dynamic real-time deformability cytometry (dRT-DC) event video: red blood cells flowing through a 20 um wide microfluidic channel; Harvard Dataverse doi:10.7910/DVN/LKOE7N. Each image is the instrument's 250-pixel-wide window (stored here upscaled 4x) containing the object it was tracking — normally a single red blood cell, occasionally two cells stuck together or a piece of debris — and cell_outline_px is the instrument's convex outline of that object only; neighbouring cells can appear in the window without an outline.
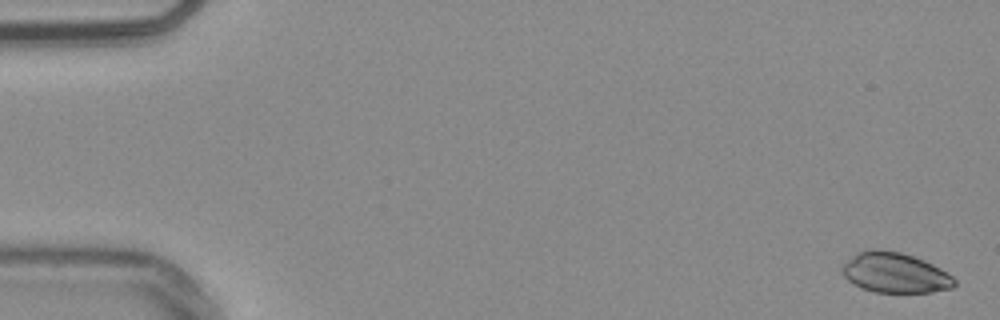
{"species": "common noctule bat (a hibernating species)", "species_latin": "Nyctalus noctula", "temperature_condition": "warm", "stored_images_in_passage": 56, "camera_frame_rate_fps": 3000, "um_per_image_px": 0.085, "animal": {"sex": "male", "body_mass_g": 20.4}, "frame": {"image": 1, "passage_image": 2, "time_ms": 0.333, "image_size_px": [1000, 320], "cell_outline_px": [[956, 284], [952, 288], [932, 292], [876, 292], [860, 288], [848, 280], [840, 272], [840, 264], [852, 256], [860, 252], [900, 252], [924, 260], [948, 272], [956, 280]], "centroid_in_image_um": [76.08, 23.23], "position_along_channel_um": 8.9, "area_um2": 25.89}}
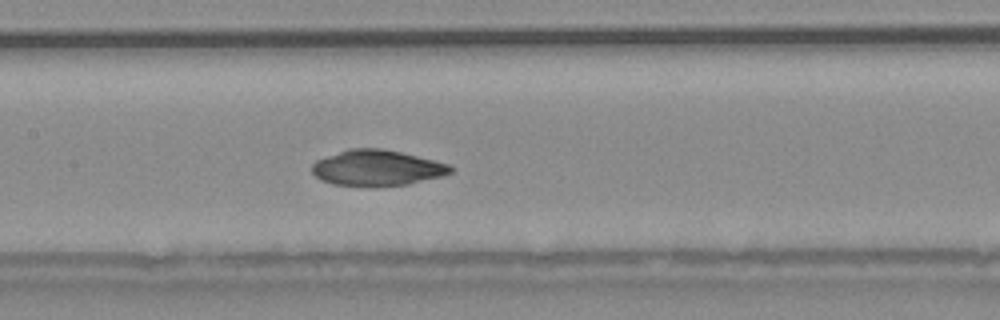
{"frame": {"image": 2, "passage_image": 27, "time_ms": 8.667, "image_size_px": [1000, 320], "cell_outline_px": [[452, 172], [444, 176], [408, 184], [372, 188], [332, 184], [320, 180], [312, 172], [312, 164], [316, 160], [348, 148], [380, 148], [400, 152], [448, 164], [452, 168]], "centroid_in_image_um": [32.01, 14.3], "position_along_channel_um": 175.4, "area_um2": 29.19}}
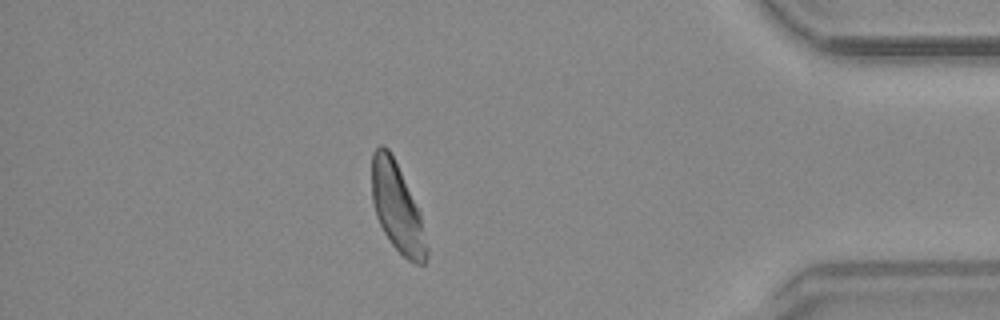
{"frame": {"image": 3, "passage_image": 48, "time_ms": 15.667, "image_size_px": [1000, 320], "cell_outline_px": [[428, 256], [424, 264], [416, 264], [408, 260], [392, 244], [384, 232], [376, 216], [372, 200], [372, 152], [380, 144], [384, 144], [388, 148], [420, 212], [428, 248]], "centroid_in_image_um": [33.75, 17.67], "position_along_channel_um": 401.4, "area_um2": 27.92}, "authors_computed_cell_mechanics": {"area_um2": 27.9752, "velocity_mm_per_s": 3.7781, "shape_relaxation_time_tau1_ms": null, "shape_relaxation_time_tau2_ms": 3.8652, "deformation_change_tau1": null, "deformation_change_tau2": 0.0548}}